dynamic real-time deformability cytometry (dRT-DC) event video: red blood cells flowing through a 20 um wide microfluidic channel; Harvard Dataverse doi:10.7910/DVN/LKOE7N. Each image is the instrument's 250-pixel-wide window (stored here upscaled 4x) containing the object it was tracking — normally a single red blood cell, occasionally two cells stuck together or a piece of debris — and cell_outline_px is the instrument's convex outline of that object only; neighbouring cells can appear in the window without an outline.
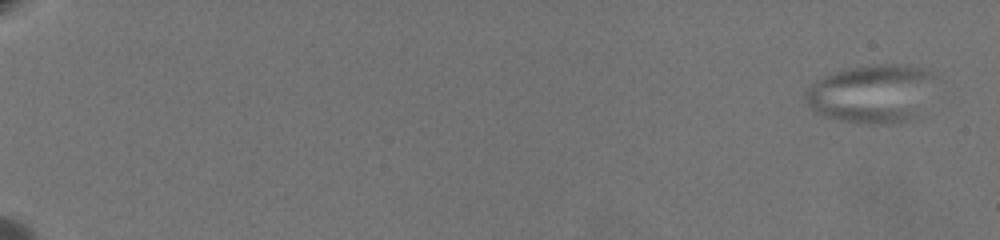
{"species": "common noctule bat (a hibernating species)", "species_latin": "Nyctalus noctula", "temperature_condition": "warm", "stored_images_in_passage": 15, "camera_frame_rate_fps": 3000, "um_per_image_px": 0.085, "animal": {"sex": "female", "body_mass_g": 19.5, "forearm_length_mm": 54.1}, "frame": {"image": 1, "passage_image": 3, "time_ms": 0.667, "image_size_px": [1000, 240], "cell_outline_px": [[936, 76], [912, 116], [908, 120], [900, 124], [868, 124], [840, 120], [816, 112], [804, 100], [804, 96], [808, 88], [816, 80], [824, 76], [844, 68], [868, 64], [904, 64], [936, 72]], "centroid_in_image_um": [74.02, 7.92], "position_along_channel_um": 11.0, "area_um2": 43.52}}